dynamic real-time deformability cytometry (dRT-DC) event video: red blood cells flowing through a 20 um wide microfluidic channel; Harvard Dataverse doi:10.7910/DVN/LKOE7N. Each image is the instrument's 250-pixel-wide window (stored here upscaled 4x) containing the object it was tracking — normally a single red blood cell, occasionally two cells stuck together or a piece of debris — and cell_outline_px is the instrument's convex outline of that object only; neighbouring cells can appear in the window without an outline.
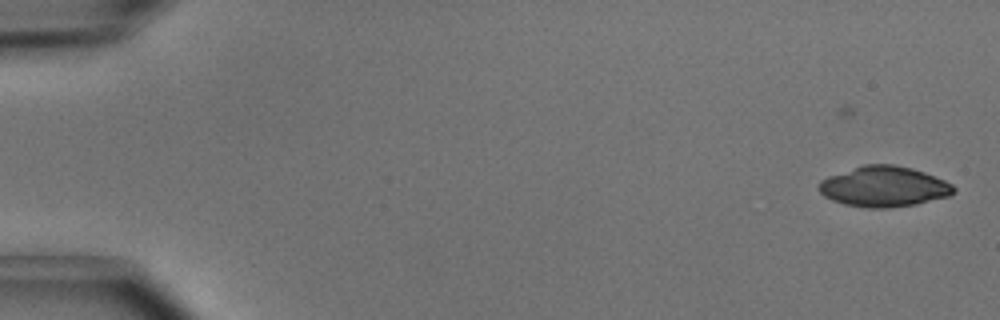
{"species": "common noctule bat (a hibernating species)", "species_latin": "Nyctalus noctula", "temperature_condition": "cold", "stored_images_in_passage": 50, "camera_frame_rate_fps": 3000, "um_per_image_px": 0.085, "animal": {"sex": "male", "body_mass_g": 15.6}, "frame": {"image": 1, "passage_image": 1, "time_ms": 0.0, "image_size_px": [1000, 320], "cell_outline_px": [[956, 192], [948, 196], [916, 204], [888, 208], [864, 208], [844, 204], [832, 200], [824, 196], [816, 188], [816, 184], [820, 180], [828, 176], [864, 164], [892, 164], [912, 168], [924, 172], [944, 180], [952, 184], [956, 188]], "centroid_in_image_um": [75.1, 15.86], "position_along_channel_um": 9.9, "area_um2": 32.02}}